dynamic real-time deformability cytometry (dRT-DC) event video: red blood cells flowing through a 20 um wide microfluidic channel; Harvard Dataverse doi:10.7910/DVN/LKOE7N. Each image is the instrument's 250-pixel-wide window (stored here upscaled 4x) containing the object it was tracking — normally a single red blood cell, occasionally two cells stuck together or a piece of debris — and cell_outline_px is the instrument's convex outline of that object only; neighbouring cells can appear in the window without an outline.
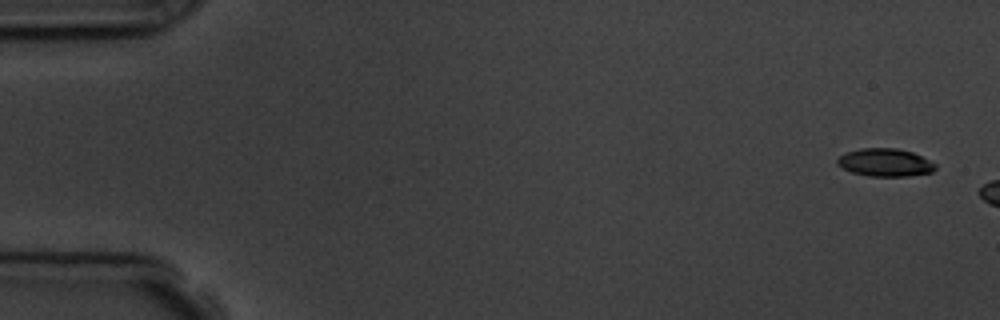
{"species": "common noctule bat (a hibernating species)", "species_latin": "Nyctalus noctula", "temperature_condition": "room temperature", "stored_images_in_passage": 3, "camera_frame_rate_fps": 3000, "um_per_image_px": 0.085, "animal": {"sex": "male", "body_mass_g": 19.5, "forearm_length_mm": 54.6}, "frame": {"image": 1, "passage_image": 1, "time_ms": 0.0, "image_size_px": [1000, 320], "cell_outline_px": [[936, 168], [932, 172], [908, 176], [868, 176], [852, 172], [836, 164], [836, 160], [844, 152], [860, 148], [896, 148], [912, 152], [936, 164]], "centroid_in_image_um": [75.21, 13.81], "position_along_channel_um": 9.8, "area_um2": 15.9}}